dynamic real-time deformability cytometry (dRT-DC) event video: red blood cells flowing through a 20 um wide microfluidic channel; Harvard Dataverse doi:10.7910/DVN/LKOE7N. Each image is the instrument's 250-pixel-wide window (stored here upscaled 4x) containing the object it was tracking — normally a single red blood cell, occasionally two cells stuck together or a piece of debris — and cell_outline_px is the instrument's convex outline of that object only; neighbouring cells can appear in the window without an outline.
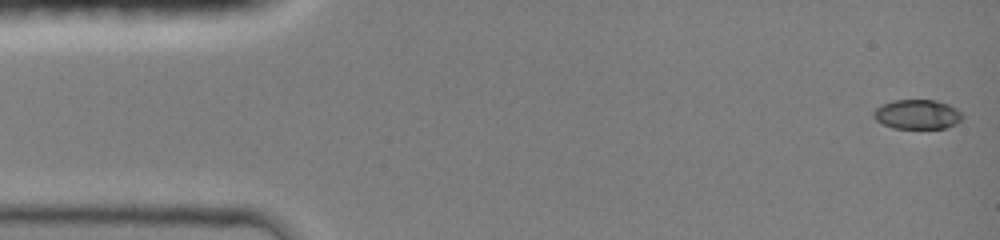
{"species": "common noctule bat (a hibernating species)", "species_latin": "Nyctalus noctula", "temperature_condition": "room temperature", "stored_images_in_passage": 46, "camera_frame_rate_fps": 3000, "um_per_image_px": 0.085, "animal": {"sex": "female", "body_mass_g": 19.0, "forearm_length_mm": 51.5}, "frame": {"image": 1, "passage_image": 1, "time_ms": 0.0, "image_size_px": [1000, 240], "cell_outline_px": [[964, 116], [956, 124], [948, 128], [892, 128], [876, 120], [872, 116], [872, 112], [880, 104], [892, 100], [936, 100], [948, 104], [956, 108]], "centroid_in_image_um": [77.95, 9.71], "position_along_channel_um": 7.0, "area_um2": 15.43}}
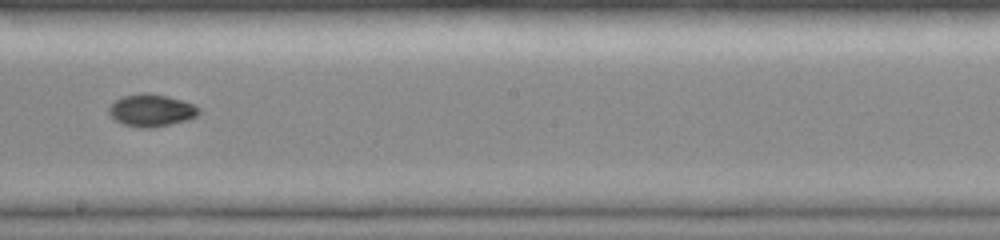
{"frame": {"image": 2, "passage_image": 26, "time_ms": 8.333, "image_size_px": [1000, 240], "cell_outline_px": [[200, 112], [196, 116], [188, 120], [152, 128], [140, 128], [120, 124], [108, 112], [108, 108], [116, 100], [124, 96], [140, 92], [148, 92], [180, 100], [192, 104], [200, 108]], "centroid_in_image_um": [12.85, 9.39], "position_along_channel_um": 235.4, "area_um2": 16.88}}
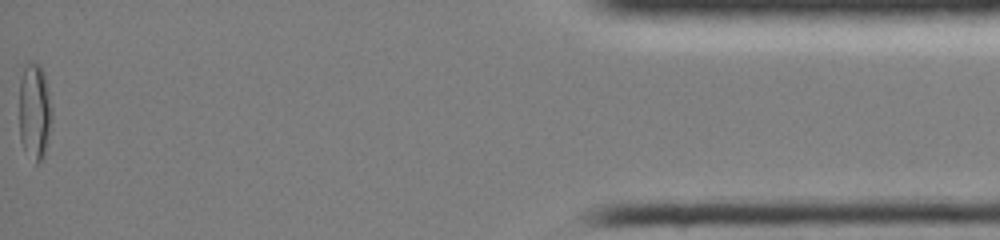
{"frame": {"image": 3, "passage_image": 46, "time_ms": 15.0, "image_size_px": [1000, 240], "cell_outline_px": [[52, 112], [44, 156], [36, 164], [24, 148], [20, 140], [20, 80], [24, 64], [36, 60], [40, 64], [44, 72], [48, 88], [52, 108]], "centroid_in_image_um": [2.94, 9.38], "position_along_channel_um": 432.3, "area_um2": 18.32}, "authors_computed_cell_mechanics": {"area_um2": 16.2129, "velocity_mm_per_s": 4.1982, "shape_relaxation_time_tau1_ms": 10.4388, "shape_relaxation_time_tau2_ms": 4.4223, "deformation_change_tau1": 0.3218, "deformation_change_tau2": 0.032}}